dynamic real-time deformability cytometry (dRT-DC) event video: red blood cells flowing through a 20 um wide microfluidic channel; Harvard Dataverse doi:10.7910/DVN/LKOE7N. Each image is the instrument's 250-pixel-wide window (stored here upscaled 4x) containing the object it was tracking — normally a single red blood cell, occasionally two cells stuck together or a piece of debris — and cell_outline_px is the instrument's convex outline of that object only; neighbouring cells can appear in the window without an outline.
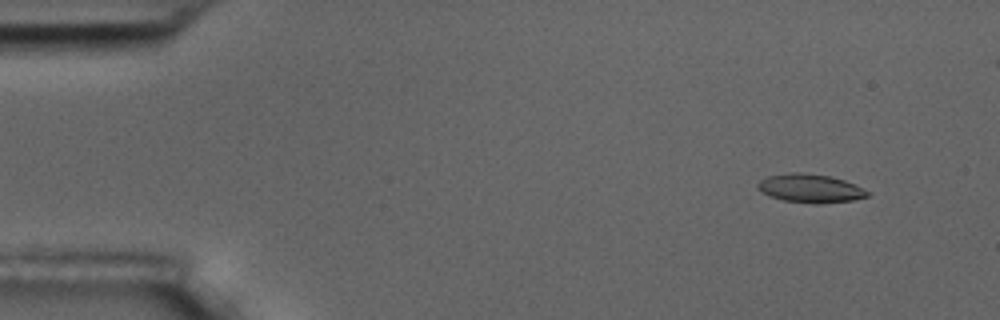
{"species": "common noctule bat (a hibernating species)", "species_latin": "Nyctalus noctula", "temperature_condition": "room temperature", "stored_images_in_passage": 53, "camera_frame_rate_fps": 3000, "um_per_image_px": 0.085, "animal": {"sex": "male", "body_mass_g": 17.5, "forearm_length_mm": 52.3}, "frame": {"image": 1, "passage_image": 5, "time_ms": 1.333, "image_size_px": [1000, 320], "cell_outline_px": [[868, 196], [852, 200], [816, 204], [784, 200], [768, 196], [760, 192], [756, 188], [756, 184], [760, 180], [768, 176], [792, 172], [800, 172], [828, 176], [844, 180], [868, 192]], "centroid_in_image_um": [68.78, 16.01], "position_along_channel_um": 16.2, "area_um2": 18.03}}
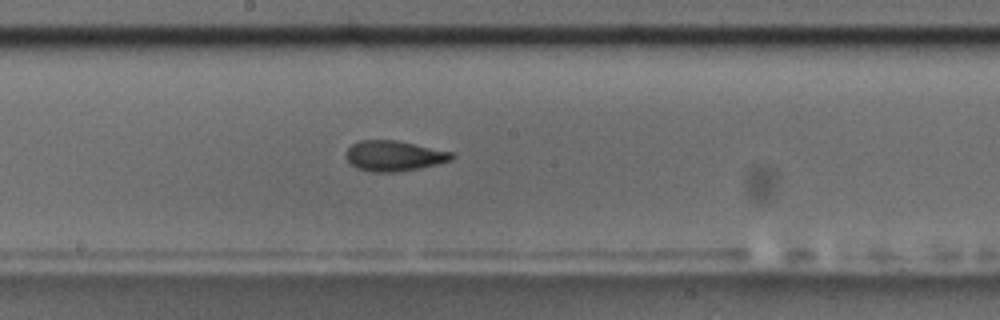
{"frame": {"image": 2, "passage_image": 30, "time_ms": 9.667, "image_size_px": [1000, 320], "cell_outline_px": [[456, 156], [452, 160], [420, 168], [396, 172], [372, 172], [356, 168], [348, 164], [348, 148], [352, 144], [360, 140], [396, 140], [452, 152]], "centroid_in_image_um": [33.5, 13.25], "position_along_channel_um": 214.7, "area_um2": 18.67}}
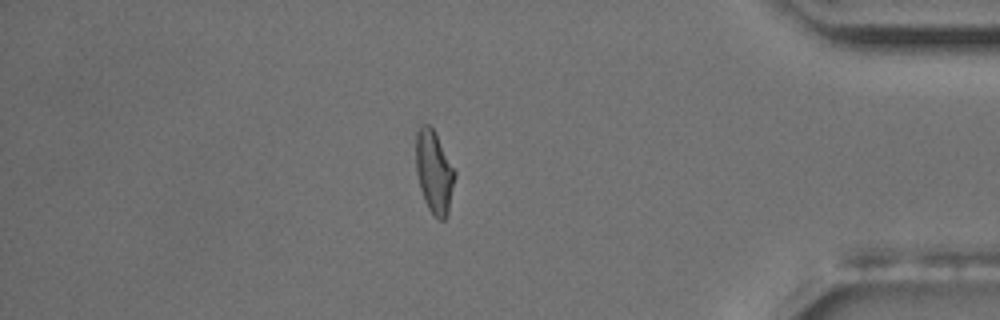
{"frame": {"image": 3, "passage_image": 48, "time_ms": 15.667, "image_size_px": [1000, 320], "cell_outline_px": [[456, 176], [448, 212], [444, 220], [440, 220], [428, 208], [424, 200], [420, 188], [416, 172], [416, 124], [428, 124], [432, 128], [456, 172]], "centroid_in_image_um": [36.88, 14.58], "position_along_channel_um": 398.3, "area_um2": 18.67}, "authors_computed_cell_mechanics": {"area_um2": 18.3804, "velocity_mm_per_s": 3.6232, "shape_relaxation_time_tau1_ms": 3.6144, "shape_relaxation_time_tau2_ms": 1.7076, "deformation_change_tau1": 0.137, "deformation_change_tau2": 0.0816}}